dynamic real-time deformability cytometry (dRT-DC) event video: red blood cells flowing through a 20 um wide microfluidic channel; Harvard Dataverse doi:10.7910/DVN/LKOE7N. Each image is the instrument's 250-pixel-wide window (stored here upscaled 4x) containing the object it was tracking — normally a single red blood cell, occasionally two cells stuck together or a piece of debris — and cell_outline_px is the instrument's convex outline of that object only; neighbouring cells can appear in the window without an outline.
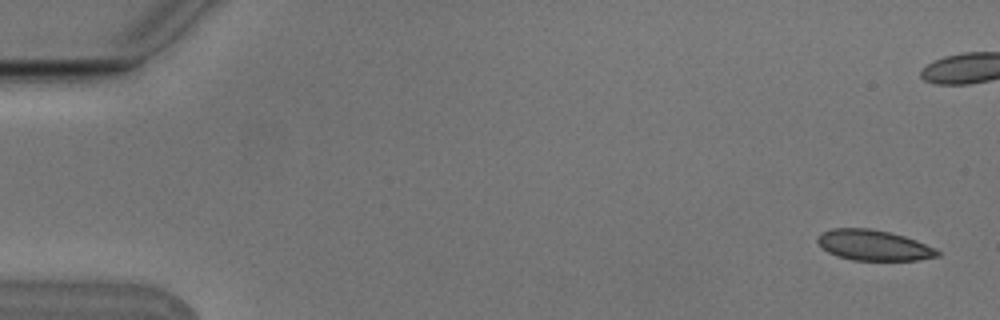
{"species": "Egyptian fruit bat (a non-hibernating species)", "species_latin": "Rousettus aegyptiacus", "temperature_condition": "cold", "stored_images_in_passage": 9, "segment_of_instrument_passage": [1, 2], "camera_frame_rate_fps": 3000, "um_per_image_px": 0.085, "animal": {"sex": "male"}, "frame": {"image": 1, "passage_image": 1, "time_ms": 0.0, "image_size_px": [1000, 320], "cell_outline_px": [[940, 256], [920, 260], [852, 260], [836, 256], [828, 252], [816, 240], [816, 236], [832, 228], [872, 228], [904, 236], [916, 240], [936, 248], [940, 252]], "centroid_in_image_um": [74.27, 20.85], "position_along_channel_um": 10.7, "area_um2": 21.39}}
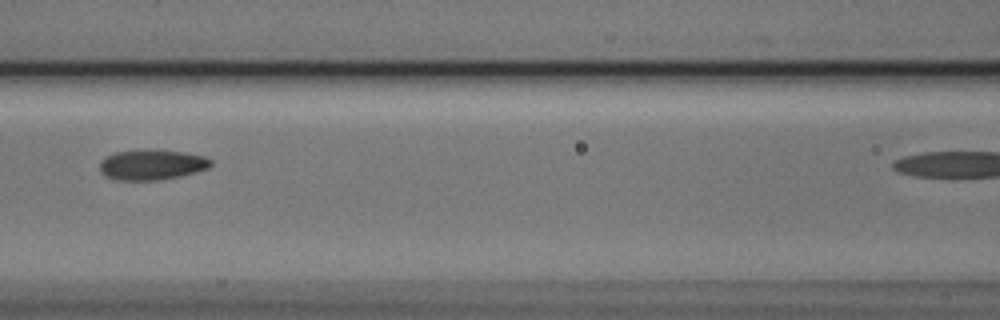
{"frame": {"image": 2, "passage_image": 8, "time_ms": 2.333, "image_size_px": [1000, 320], "cell_outline_px": [[212, 164], [208, 168], [196, 172], [180, 176], [156, 180], [116, 180], [108, 176], [100, 168], [100, 160], [116, 152], [180, 152], [204, 156], [212, 160]], "centroid_in_image_um": [12.94, 14.04], "position_along_channel_um": 153.7, "area_um2": 18.61}}